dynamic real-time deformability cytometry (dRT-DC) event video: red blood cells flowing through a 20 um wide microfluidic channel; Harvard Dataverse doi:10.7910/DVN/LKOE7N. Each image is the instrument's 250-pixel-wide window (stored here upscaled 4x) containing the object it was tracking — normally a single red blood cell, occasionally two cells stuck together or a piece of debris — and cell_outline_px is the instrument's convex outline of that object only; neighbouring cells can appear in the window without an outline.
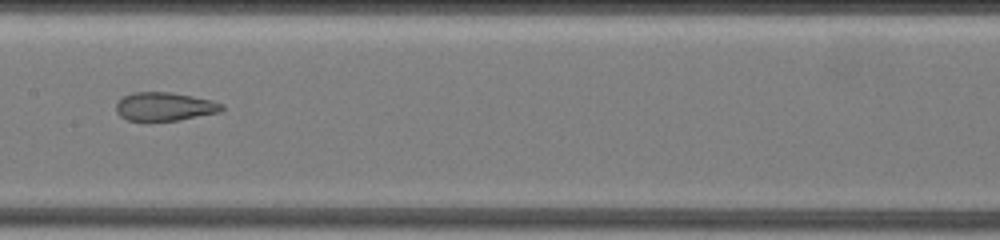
{"species": "common noctule bat (a hibernating species)", "species_latin": "Nyctalus noctula", "temperature_condition": "warm", "stored_images_in_passage": 34, "camera_frame_rate_fps": 3000, "um_per_image_px": 0.085, "animal": {"sex": "female", "body_mass_g": 19.5, "forearm_length_mm": 54.1}, "frame": {"image": 1, "passage_image": 24, "time_ms": 12.0, "image_size_px": [1000, 240], "cell_outline_px": [[224, 108], [220, 112], [180, 120], [148, 124], [128, 120], [120, 116], [116, 112], [116, 104], [124, 96], [132, 92], [172, 92], [212, 100], [224, 104]], "centroid_in_image_um": [13.97, 9.1], "position_along_channel_um": 193.4, "area_um2": 18.26}}
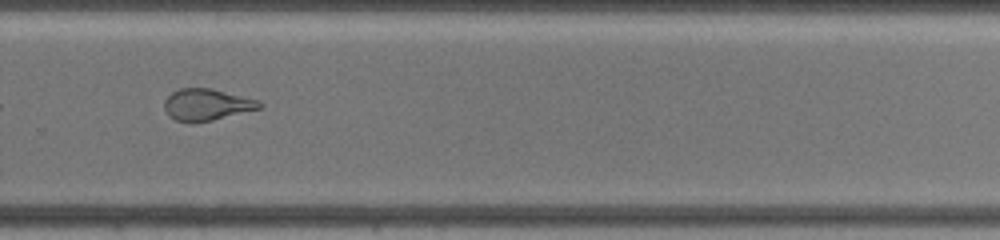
{"frame": {"image": 2, "passage_image": 28, "time_ms": 15.333, "image_size_px": [1000, 240], "cell_outline_px": [[264, 104], [260, 108], [212, 120], [192, 124], [188, 124], [176, 120], [168, 116], [164, 108], [164, 100], [172, 92], [180, 88], [212, 88], [260, 100]], "centroid_in_image_um": [17.55, 8.9], "position_along_channel_um": 312.2, "area_um2": 17.8}}
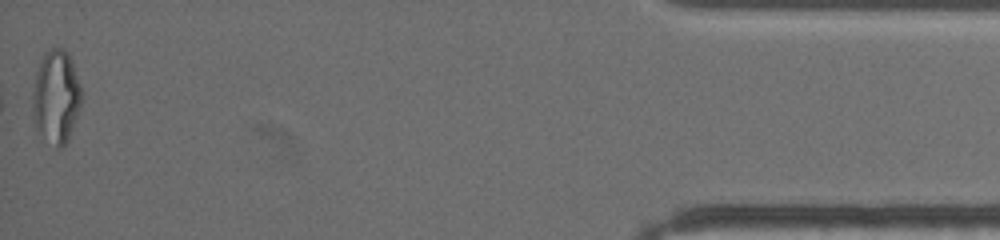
{"frame": {"image": 3, "passage_image": 34, "time_ms": 20.667, "image_size_px": [1000, 240], "cell_outline_px": [[80, 108], [68, 140], [64, 148], [56, 148], [36, 124], [32, 112], [32, 92], [36, 72], [44, 52], [52, 48], [64, 48], [68, 52], [72, 60], [80, 84]], "centroid_in_image_um": [4.78, 8.18], "position_along_channel_um": 430.4, "area_um2": 26.3}, "authors_computed_cell_mechanics": {"area_um2": 25.8655, "velocity_mm_per_s": 3.5698, "shape_relaxation_time_tau1_ms": null, "shape_relaxation_time_tau2_ms": 2.8648, "deformation_change_tau1": null, "deformation_change_tau2": 0.094}}